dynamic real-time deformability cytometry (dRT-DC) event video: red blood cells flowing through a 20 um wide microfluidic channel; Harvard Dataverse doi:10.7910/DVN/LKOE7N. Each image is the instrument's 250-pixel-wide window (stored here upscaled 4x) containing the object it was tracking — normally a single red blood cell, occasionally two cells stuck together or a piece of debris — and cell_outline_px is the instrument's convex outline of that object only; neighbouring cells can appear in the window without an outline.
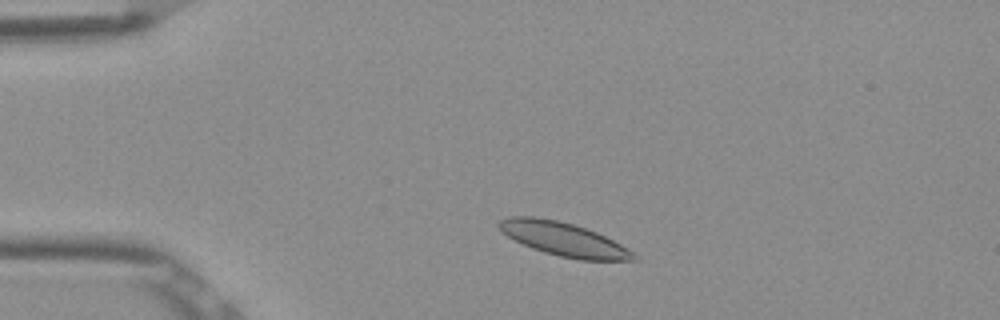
{"species": "Egyptian fruit bat (a non-hibernating species)", "species_latin": "Rousettus aegyptiacus", "temperature_condition": "room temperature", "stored_images_in_passage": 3, "camera_frame_rate_fps": 3000, "um_per_image_px": 0.085, "frame": {"image": 1, "passage_image": 2, "time_ms": 0.333, "image_size_px": [1000, 320], "cell_outline_px": [[640, 260], [580, 260], [560, 256], [544, 252], [532, 248], [508, 236], [496, 224], [500, 220], [508, 216], [536, 216], [560, 220], [596, 232], [620, 244], [632, 252]], "centroid_in_image_um": [47.89, 20.32], "position_along_channel_um": 37.1, "area_um2": 26.07}}